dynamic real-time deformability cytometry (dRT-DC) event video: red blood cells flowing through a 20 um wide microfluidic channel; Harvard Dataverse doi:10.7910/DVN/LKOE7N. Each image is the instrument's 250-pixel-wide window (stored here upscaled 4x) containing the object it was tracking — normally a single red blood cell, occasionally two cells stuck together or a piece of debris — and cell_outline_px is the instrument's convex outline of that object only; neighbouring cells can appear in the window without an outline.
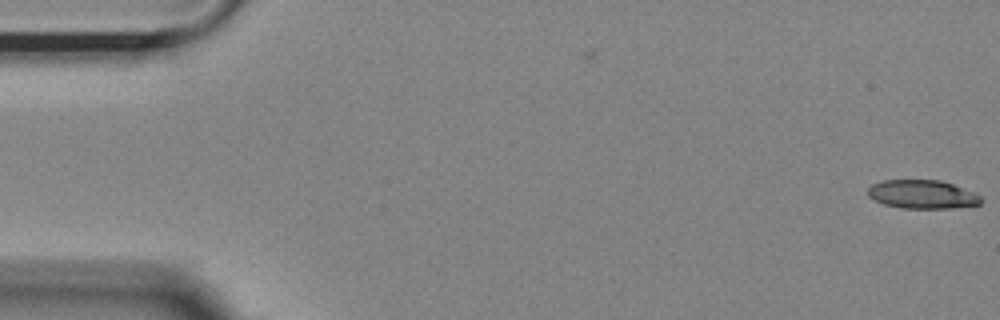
{"species": "Egyptian fruit bat (a non-hibernating species)", "species_latin": "Rousettus aegyptiacus", "temperature_condition": "room temperature", "stored_images_in_passage": 55, "camera_frame_rate_fps": 3000, "um_per_image_px": 0.085, "animal": {"sex": "female"}, "frame": {"image": 1, "passage_image": 1, "time_ms": 0.0, "image_size_px": [1000, 320], "cell_outline_px": [[980, 204], [948, 208], [900, 208], [884, 204], [868, 196], [868, 188], [872, 184], [884, 180], [940, 180], [952, 184], [972, 192], [980, 196]], "centroid_in_image_um": [78.35, 16.51], "position_along_channel_um": 6.7, "area_um2": 18.55}}
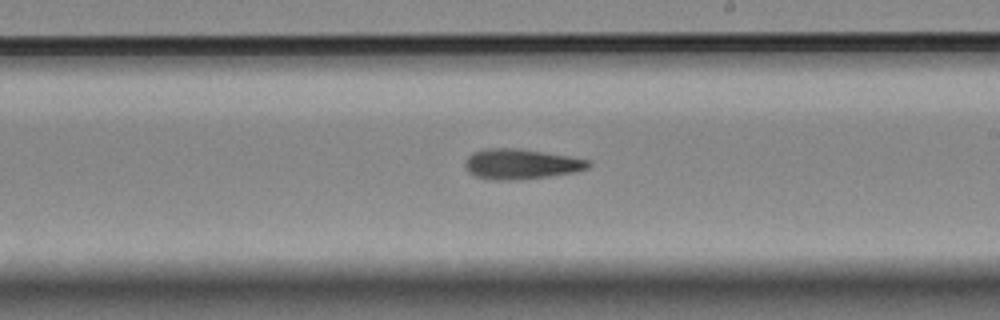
{"frame": {"image": 2, "passage_image": 32, "time_ms": 10.333, "image_size_px": [1000, 320], "cell_outline_px": [[592, 164], [588, 168], [572, 172], [548, 176], [508, 180], [496, 180], [476, 176], [468, 172], [464, 164], [468, 156], [472, 152], [484, 148], [520, 148], [568, 156], [588, 160]], "centroid_in_image_um": [44.24, 13.92], "position_along_channel_um": 244.8, "area_um2": 21.5}}
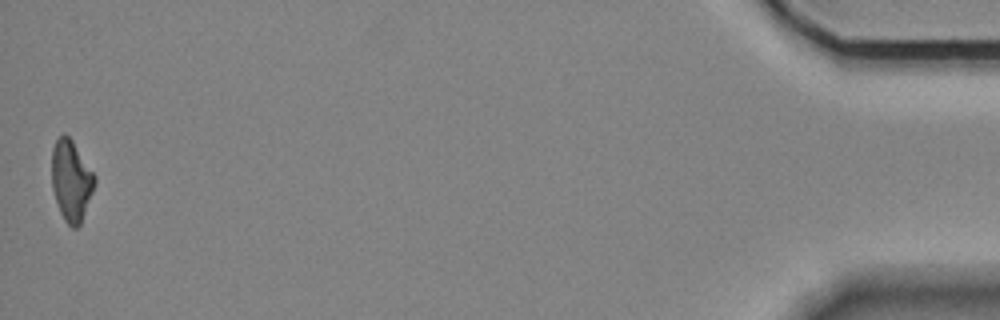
{"frame": {"image": 3, "passage_image": 55, "time_ms": 18.0, "image_size_px": [1000, 320], "cell_outline_px": [[96, 184], [80, 224], [76, 228], [72, 228], [64, 220], [60, 212], [52, 188], [52, 148], [56, 140], [64, 132], [72, 140], [96, 176]], "centroid_in_image_um": [6.06, 15.34], "position_along_channel_um": 429.1, "area_um2": 20.17}, "authors_computed_cell_mechanics": {"area_um2": 20.7502, "velocity_mm_per_s": 3.6213, "shape_relaxation_time_tau1_ms": null, "shape_relaxation_time_tau2_ms": 6.129, "deformation_change_tau1": null, "deformation_change_tau2": 0.1813}}